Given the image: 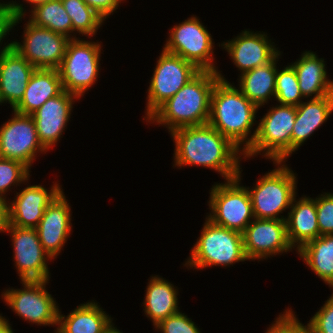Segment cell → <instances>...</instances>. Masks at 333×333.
<instances>
[{"mask_svg":"<svg viewBox=\"0 0 333 333\" xmlns=\"http://www.w3.org/2000/svg\"><path fill=\"white\" fill-rule=\"evenodd\" d=\"M170 134L175 143V167L203 166L225 180L237 178L244 153L208 123L178 128Z\"/></svg>","mask_w":333,"mask_h":333,"instance_id":"6da1fadb","label":"cell"},{"mask_svg":"<svg viewBox=\"0 0 333 333\" xmlns=\"http://www.w3.org/2000/svg\"><path fill=\"white\" fill-rule=\"evenodd\" d=\"M218 76L220 80L215 84L211 95L208 124L245 153L256 137L257 128L253 133L251 129L257 123L255 115L259 108L235 85L229 83L220 71ZM249 135L251 136L248 138Z\"/></svg>","mask_w":333,"mask_h":333,"instance_id":"7a4b0ae2","label":"cell"},{"mask_svg":"<svg viewBox=\"0 0 333 333\" xmlns=\"http://www.w3.org/2000/svg\"><path fill=\"white\" fill-rule=\"evenodd\" d=\"M219 80L217 72L200 70L163 103L146 123L164 125L169 132L182 127L207 124L212 91Z\"/></svg>","mask_w":333,"mask_h":333,"instance_id":"3957f363","label":"cell"},{"mask_svg":"<svg viewBox=\"0 0 333 333\" xmlns=\"http://www.w3.org/2000/svg\"><path fill=\"white\" fill-rule=\"evenodd\" d=\"M198 238L185 262L187 268L203 270L248 261L241 232L216 225L206 217Z\"/></svg>","mask_w":333,"mask_h":333,"instance_id":"277c9868","label":"cell"},{"mask_svg":"<svg viewBox=\"0 0 333 333\" xmlns=\"http://www.w3.org/2000/svg\"><path fill=\"white\" fill-rule=\"evenodd\" d=\"M296 106L277 104L257 124V133L244 159L263 153L273 162H285L292 154V130L296 119Z\"/></svg>","mask_w":333,"mask_h":333,"instance_id":"5b68a950","label":"cell"},{"mask_svg":"<svg viewBox=\"0 0 333 333\" xmlns=\"http://www.w3.org/2000/svg\"><path fill=\"white\" fill-rule=\"evenodd\" d=\"M273 163L278 167L260 177L248 191L255 218L285 220L286 217L279 214L290 209L297 195V178L285 162Z\"/></svg>","mask_w":333,"mask_h":333,"instance_id":"8992f818","label":"cell"},{"mask_svg":"<svg viewBox=\"0 0 333 333\" xmlns=\"http://www.w3.org/2000/svg\"><path fill=\"white\" fill-rule=\"evenodd\" d=\"M241 172L240 168L237 178L212 186L208 201L211 212L207 218L216 225L242 233L255 217L248 188L240 186Z\"/></svg>","mask_w":333,"mask_h":333,"instance_id":"52a82bcc","label":"cell"},{"mask_svg":"<svg viewBox=\"0 0 333 333\" xmlns=\"http://www.w3.org/2000/svg\"><path fill=\"white\" fill-rule=\"evenodd\" d=\"M101 43L81 38L70 39L58 69L63 90L81 98L97 81Z\"/></svg>","mask_w":333,"mask_h":333,"instance_id":"ba28073f","label":"cell"},{"mask_svg":"<svg viewBox=\"0 0 333 333\" xmlns=\"http://www.w3.org/2000/svg\"><path fill=\"white\" fill-rule=\"evenodd\" d=\"M194 15L170 29L164 45L166 52L193 63L199 70L218 73L213 63L214 42L211 34Z\"/></svg>","mask_w":333,"mask_h":333,"instance_id":"9c48e42d","label":"cell"},{"mask_svg":"<svg viewBox=\"0 0 333 333\" xmlns=\"http://www.w3.org/2000/svg\"><path fill=\"white\" fill-rule=\"evenodd\" d=\"M199 71L193 63L163 49L150 80L143 120H147Z\"/></svg>","mask_w":333,"mask_h":333,"instance_id":"30bf717a","label":"cell"},{"mask_svg":"<svg viewBox=\"0 0 333 333\" xmlns=\"http://www.w3.org/2000/svg\"><path fill=\"white\" fill-rule=\"evenodd\" d=\"M24 288L7 289L2 295L4 302L22 319L31 324L58 325L59 306L46 290V281H20Z\"/></svg>","mask_w":333,"mask_h":333,"instance_id":"8fae6325","label":"cell"},{"mask_svg":"<svg viewBox=\"0 0 333 333\" xmlns=\"http://www.w3.org/2000/svg\"><path fill=\"white\" fill-rule=\"evenodd\" d=\"M23 41H12L15 48L36 69L58 70L70 40L67 36L27 21Z\"/></svg>","mask_w":333,"mask_h":333,"instance_id":"7c38bea8","label":"cell"},{"mask_svg":"<svg viewBox=\"0 0 333 333\" xmlns=\"http://www.w3.org/2000/svg\"><path fill=\"white\" fill-rule=\"evenodd\" d=\"M12 112L14 116L0 127V157L20 161L31 169L36 155L47 150L38 139L32 116Z\"/></svg>","mask_w":333,"mask_h":333,"instance_id":"4fadbf2b","label":"cell"},{"mask_svg":"<svg viewBox=\"0 0 333 333\" xmlns=\"http://www.w3.org/2000/svg\"><path fill=\"white\" fill-rule=\"evenodd\" d=\"M14 252V264L21 281H46L50 278L48 261L52 258L44 251L35 228H21L7 224Z\"/></svg>","mask_w":333,"mask_h":333,"instance_id":"5bb4252c","label":"cell"},{"mask_svg":"<svg viewBox=\"0 0 333 333\" xmlns=\"http://www.w3.org/2000/svg\"><path fill=\"white\" fill-rule=\"evenodd\" d=\"M242 237L249 261H260L294 249L287 237L285 220L255 218L242 232Z\"/></svg>","mask_w":333,"mask_h":333,"instance_id":"9a60e30c","label":"cell"},{"mask_svg":"<svg viewBox=\"0 0 333 333\" xmlns=\"http://www.w3.org/2000/svg\"><path fill=\"white\" fill-rule=\"evenodd\" d=\"M20 191L12 202H7L8 224L21 228H36L46 208L63 190L55 182L50 190L39 184L28 185Z\"/></svg>","mask_w":333,"mask_h":333,"instance_id":"2e32d148","label":"cell"},{"mask_svg":"<svg viewBox=\"0 0 333 333\" xmlns=\"http://www.w3.org/2000/svg\"><path fill=\"white\" fill-rule=\"evenodd\" d=\"M273 44L275 43L268 39L267 33L244 30L232 40L223 42L221 46L243 74L272 61L280 53Z\"/></svg>","mask_w":333,"mask_h":333,"instance_id":"e0dca14e","label":"cell"},{"mask_svg":"<svg viewBox=\"0 0 333 333\" xmlns=\"http://www.w3.org/2000/svg\"><path fill=\"white\" fill-rule=\"evenodd\" d=\"M74 99L80 98L63 90L59 95L48 99L31 115L35 122L38 139L47 151L62 138L61 135L71 117Z\"/></svg>","mask_w":333,"mask_h":333,"instance_id":"ac0fdd59","label":"cell"},{"mask_svg":"<svg viewBox=\"0 0 333 333\" xmlns=\"http://www.w3.org/2000/svg\"><path fill=\"white\" fill-rule=\"evenodd\" d=\"M70 207L62 191L46 208L35 228L44 251L53 260L60 254L72 230Z\"/></svg>","mask_w":333,"mask_h":333,"instance_id":"d6986e66","label":"cell"},{"mask_svg":"<svg viewBox=\"0 0 333 333\" xmlns=\"http://www.w3.org/2000/svg\"><path fill=\"white\" fill-rule=\"evenodd\" d=\"M35 70L10 44L0 52V105L8 102L13 110L22 100Z\"/></svg>","mask_w":333,"mask_h":333,"instance_id":"ffe728a7","label":"cell"},{"mask_svg":"<svg viewBox=\"0 0 333 333\" xmlns=\"http://www.w3.org/2000/svg\"><path fill=\"white\" fill-rule=\"evenodd\" d=\"M289 243L296 251L306 243L319 237L316 198L294 197L285 219Z\"/></svg>","mask_w":333,"mask_h":333,"instance_id":"44dd1931","label":"cell"},{"mask_svg":"<svg viewBox=\"0 0 333 333\" xmlns=\"http://www.w3.org/2000/svg\"><path fill=\"white\" fill-rule=\"evenodd\" d=\"M296 119L292 130V153L312 136L333 112V94L302 101L296 106Z\"/></svg>","mask_w":333,"mask_h":333,"instance_id":"7402d4cb","label":"cell"},{"mask_svg":"<svg viewBox=\"0 0 333 333\" xmlns=\"http://www.w3.org/2000/svg\"><path fill=\"white\" fill-rule=\"evenodd\" d=\"M290 65L296 72L303 98L317 99L333 94V80L328 79L325 61L316 53L305 51Z\"/></svg>","mask_w":333,"mask_h":333,"instance_id":"603a6c76","label":"cell"},{"mask_svg":"<svg viewBox=\"0 0 333 333\" xmlns=\"http://www.w3.org/2000/svg\"><path fill=\"white\" fill-rule=\"evenodd\" d=\"M63 91L59 71L56 69H36L26 86L24 96L13 109L20 114L32 115L48 99Z\"/></svg>","mask_w":333,"mask_h":333,"instance_id":"cb8c5ba5","label":"cell"},{"mask_svg":"<svg viewBox=\"0 0 333 333\" xmlns=\"http://www.w3.org/2000/svg\"><path fill=\"white\" fill-rule=\"evenodd\" d=\"M113 319L93 301L80 304L67 316L58 312L55 333H105Z\"/></svg>","mask_w":333,"mask_h":333,"instance_id":"d4e9b609","label":"cell"},{"mask_svg":"<svg viewBox=\"0 0 333 333\" xmlns=\"http://www.w3.org/2000/svg\"><path fill=\"white\" fill-rule=\"evenodd\" d=\"M151 277L146 288L143 310L155 327L168 316L178 313L180 307L176 287L158 275Z\"/></svg>","mask_w":333,"mask_h":333,"instance_id":"484cf974","label":"cell"},{"mask_svg":"<svg viewBox=\"0 0 333 333\" xmlns=\"http://www.w3.org/2000/svg\"><path fill=\"white\" fill-rule=\"evenodd\" d=\"M280 55L281 52L267 64L239 76L238 89L258 108L267 104L271 97L275 99L276 65Z\"/></svg>","mask_w":333,"mask_h":333,"instance_id":"4316f807","label":"cell"},{"mask_svg":"<svg viewBox=\"0 0 333 333\" xmlns=\"http://www.w3.org/2000/svg\"><path fill=\"white\" fill-rule=\"evenodd\" d=\"M305 264L333 289V234L322 235L297 251Z\"/></svg>","mask_w":333,"mask_h":333,"instance_id":"83f0119b","label":"cell"},{"mask_svg":"<svg viewBox=\"0 0 333 333\" xmlns=\"http://www.w3.org/2000/svg\"><path fill=\"white\" fill-rule=\"evenodd\" d=\"M32 8L30 11L31 17L29 16L28 21L33 25L63 34L70 39L77 38L72 35V21L61 0H48Z\"/></svg>","mask_w":333,"mask_h":333,"instance_id":"f1b7e54d","label":"cell"},{"mask_svg":"<svg viewBox=\"0 0 333 333\" xmlns=\"http://www.w3.org/2000/svg\"><path fill=\"white\" fill-rule=\"evenodd\" d=\"M61 2L71 18L73 34L78 32L82 34V36L84 35L91 38L97 33V30L105 21L83 0H61Z\"/></svg>","mask_w":333,"mask_h":333,"instance_id":"f546056e","label":"cell"},{"mask_svg":"<svg viewBox=\"0 0 333 333\" xmlns=\"http://www.w3.org/2000/svg\"><path fill=\"white\" fill-rule=\"evenodd\" d=\"M277 68L275 81V99L279 104L299 105L304 99L299 87L298 78L291 65L282 70Z\"/></svg>","mask_w":333,"mask_h":333,"instance_id":"4dcf8cb0","label":"cell"},{"mask_svg":"<svg viewBox=\"0 0 333 333\" xmlns=\"http://www.w3.org/2000/svg\"><path fill=\"white\" fill-rule=\"evenodd\" d=\"M29 172L22 162L0 157V199L8 202L5 194L11 191V186L28 182L31 176Z\"/></svg>","mask_w":333,"mask_h":333,"instance_id":"1f68e13d","label":"cell"},{"mask_svg":"<svg viewBox=\"0 0 333 333\" xmlns=\"http://www.w3.org/2000/svg\"><path fill=\"white\" fill-rule=\"evenodd\" d=\"M25 13L26 10L23 7V4L17 3L16 0H12L8 3L6 2V4L3 1V3L0 4V47L4 41L2 39L9 34L11 29H13L19 21H22V18L26 15ZM6 44L7 43L4 44L2 49L0 48V52H2L10 43Z\"/></svg>","mask_w":333,"mask_h":333,"instance_id":"d6a6232c","label":"cell"},{"mask_svg":"<svg viewBox=\"0 0 333 333\" xmlns=\"http://www.w3.org/2000/svg\"><path fill=\"white\" fill-rule=\"evenodd\" d=\"M319 236L333 234V193H323L316 197Z\"/></svg>","mask_w":333,"mask_h":333,"instance_id":"836d02e7","label":"cell"},{"mask_svg":"<svg viewBox=\"0 0 333 333\" xmlns=\"http://www.w3.org/2000/svg\"><path fill=\"white\" fill-rule=\"evenodd\" d=\"M182 312L168 316L162 320L154 328L160 330L161 333H200V329Z\"/></svg>","mask_w":333,"mask_h":333,"instance_id":"e575fe53","label":"cell"},{"mask_svg":"<svg viewBox=\"0 0 333 333\" xmlns=\"http://www.w3.org/2000/svg\"><path fill=\"white\" fill-rule=\"evenodd\" d=\"M265 333H310V331L308 324H302L292 309L288 308L283 314L280 313Z\"/></svg>","mask_w":333,"mask_h":333,"instance_id":"d590c367","label":"cell"},{"mask_svg":"<svg viewBox=\"0 0 333 333\" xmlns=\"http://www.w3.org/2000/svg\"><path fill=\"white\" fill-rule=\"evenodd\" d=\"M307 324L310 333H333V293Z\"/></svg>","mask_w":333,"mask_h":333,"instance_id":"8d00e7d4","label":"cell"},{"mask_svg":"<svg viewBox=\"0 0 333 333\" xmlns=\"http://www.w3.org/2000/svg\"><path fill=\"white\" fill-rule=\"evenodd\" d=\"M91 9L99 14L104 20L109 15H113L114 11L118 9L119 3L124 0H83Z\"/></svg>","mask_w":333,"mask_h":333,"instance_id":"74e56055","label":"cell"},{"mask_svg":"<svg viewBox=\"0 0 333 333\" xmlns=\"http://www.w3.org/2000/svg\"><path fill=\"white\" fill-rule=\"evenodd\" d=\"M8 224L7 202L0 199V233L5 232Z\"/></svg>","mask_w":333,"mask_h":333,"instance_id":"f35d334b","label":"cell"},{"mask_svg":"<svg viewBox=\"0 0 333 333\" xmlns=\"http://www.w3.org/2000/svg\"><path fill=\"white\" fill-rule=\"evenodd\" d=\"M0 333H14L9 320L0 315Z\"/></svg>","mask_w":333,"mask_h":333,"instance_id":"ab89813d","label":"cell"},{"mask_svg":"<svg viewBox=\"0 0 333 333\" xmlns=\"http://www.w3.org/2000/svg\"><path fill=\"white\" fill-rule=\"evenodd\" d=\"M24 1H25L26 3H29L30 6L34 7V6H36V5L40 4V3H44V2H46V1H48V0H24Z\"/></svg>","mask_w":333,"mask_h":333,"instance_id":"60d3db41","label":"cell"},{"mask_svg":"<svg viewBox=\"0 0 333 333\" xmlns=\"http://www.w3.org/2000/svg\"><path fill=\"white\" fill-rule=\"evenodd\" d=\"M105 333H123V332H120V330L117 329V327H114V323H112Z\"/></svg>","mask_w":333,"mask_h":333,"instance_id":"b9f144b4","label":"cell"}]
</instances>
